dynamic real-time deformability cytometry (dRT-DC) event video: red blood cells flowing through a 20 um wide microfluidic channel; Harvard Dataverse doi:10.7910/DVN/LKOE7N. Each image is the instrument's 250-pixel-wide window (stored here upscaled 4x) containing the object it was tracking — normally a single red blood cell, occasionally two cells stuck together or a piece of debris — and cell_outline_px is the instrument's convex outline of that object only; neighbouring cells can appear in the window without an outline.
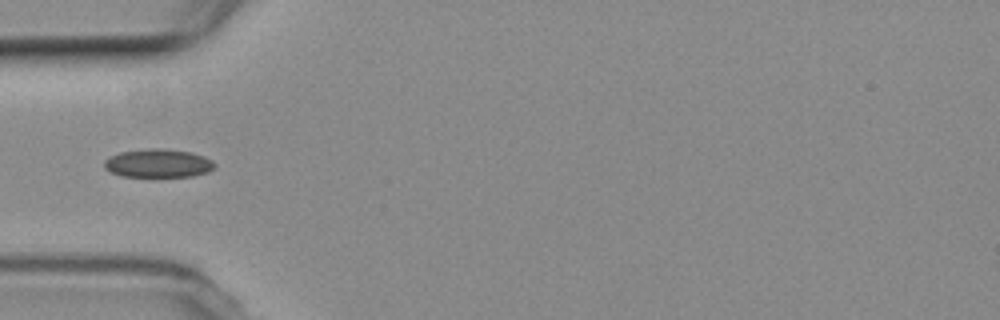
{"species": "common noctule bat (a hibernating species)", "species_latin": "Nyctalus noctula", "temperature_condition": "room temperature", "stored_images_in_passage": 3, "camera_frame_rate_fps": 3000, "um_per_image_px": 0.085, "animal": {"sex": "female", "body_mass_g": 19.3, "forearm_length_mm": 54.1}, "frame": {"image": 1, "passage_image": 2, "time_ms": 1.0, "image_size_px": [1000, 320], "cell_outline_px": [[216, 168], [208, 172], [192, 176], [120, 176], [104, 168], [104, 160], [108, 156], [120, 152], [148, 148], [164, 148], [192, 152], [204, 156], [212, 160], [216, 164]], "centroid_in_image_um": [13.46, 13.86], "position_along_channel_um": 71.5, "area_um2": 18.5}}
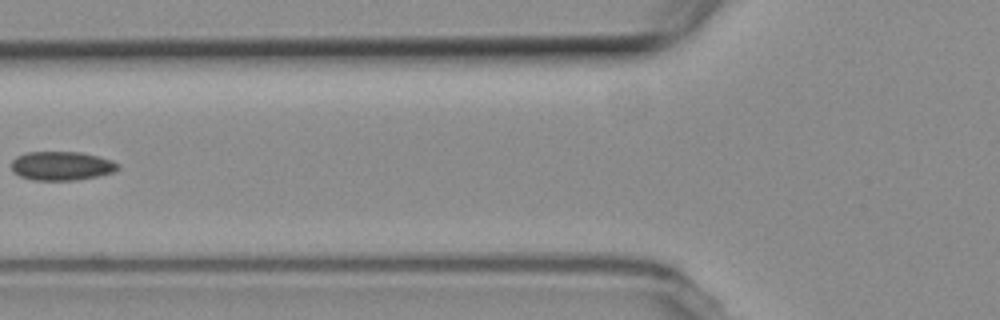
{"frame": {"image": 2, "passage_image": 3, "time_ms": 2.333, "image_size_px": [1000, 320], "cell_outline_px": [[120, 168], [116, 172], [76, 180], [32, 180], [20, 176], [12, 172], [12, 160], [16, 156], [28, 152], [80, 152], [112, 160]], "centroid_in_image_um": [5.21, 14.1], "position_along_channel_um": 120.6, "area_um2": 17.92}}